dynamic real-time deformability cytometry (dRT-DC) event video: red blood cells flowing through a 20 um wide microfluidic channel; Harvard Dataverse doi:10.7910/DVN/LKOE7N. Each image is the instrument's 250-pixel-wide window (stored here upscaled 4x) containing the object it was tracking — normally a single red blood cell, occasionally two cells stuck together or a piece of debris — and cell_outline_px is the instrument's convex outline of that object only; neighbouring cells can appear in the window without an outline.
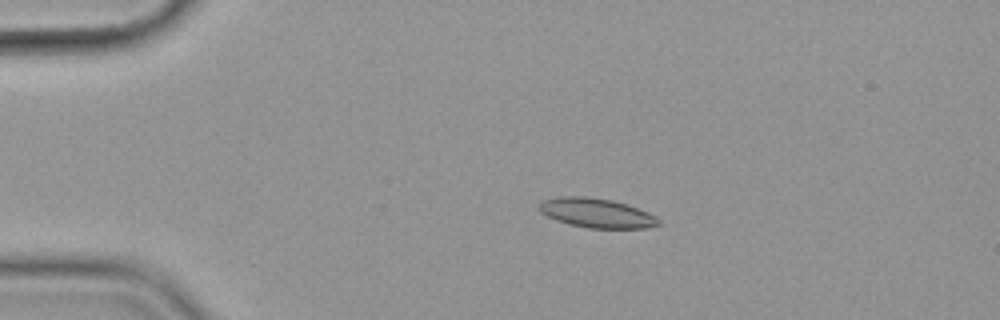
{"species": "common noctule bat (a hibernating species)", "species_latin": "Nyctalus noctula", "temperature_condition": "cold", "stored_images_in_passage": 9, "camera_frame_rate_fps": 3000, "um_per_image_px": 0.085, "animal": {"sex": "female", "body_mass_g": 19.9}, "frame": {"image": 1, "passage_image": 3, "time_ms": 2.333, "image_size_px": [1000, 320], "cell_outline_px": [[660, 224], [644, 228], [588, 228], [568, 224], [556, 220], [540, 212], [540, 204], [544, 200], [560, 196], [588, 196], [612, 200], [628, 204], [648, 212], [656, 216], [660, 220]], "centroid_in_image_um": [50.73, 18.1], "position_along_channel_um": 34.3, "area_um2": 20.46}}
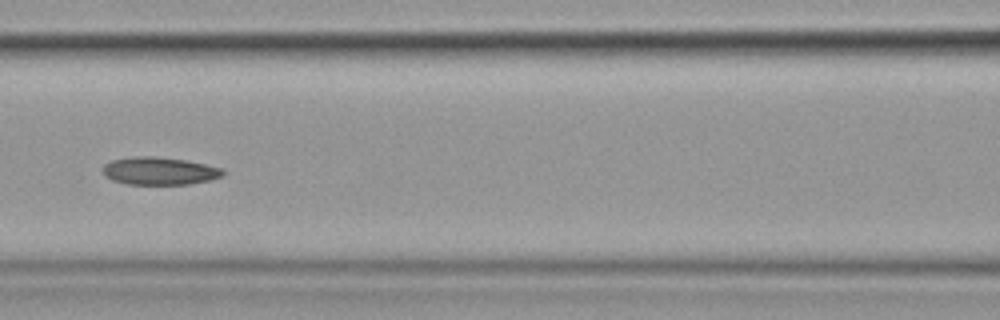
{"frame": {"image": 2, "passage_image": 7, "time_ms": 7.0, "image_size_px": [1000, 320], "cell_outline_px": [[224, 176], [212, 180], [188, 184], [128, 184], [112, 180], [104, 176], [104, 164], [112, 160], [136, 156], [156, 156], [184, 160], [224, 168]], "centroid_in_image_um": [13.58, 14.53], "position_along_channel_um": 153.0, "area_um2": 19.42}}
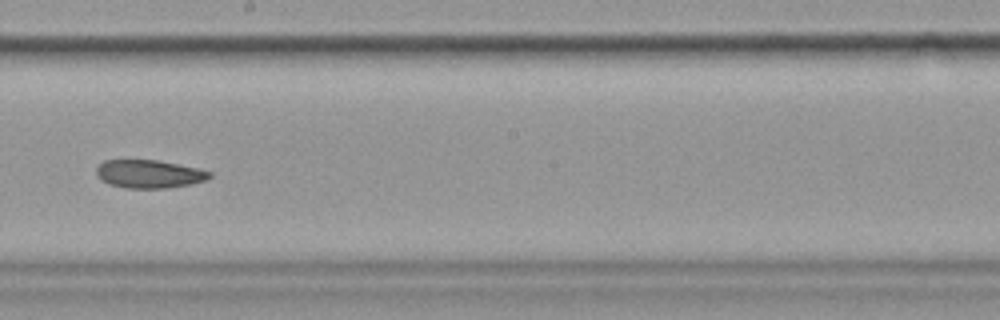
{"frame": {"image": 3, "passage_image": 9, "time_ms": 9.333, "image_size_px": [1000, 320], "cell_outline_px": [[212, 176], [208, 180], [188, 184], [164, 188], [124, 188], [108, 184], [100, 180], [96, 172], [96, 168], [104, 160], [156, 160], [200, 168], [212, 172]], "centroid_in_image_um": [12.68, 14.79], "position_along_channel_um": 235.5, "area_um2": 18.67}}